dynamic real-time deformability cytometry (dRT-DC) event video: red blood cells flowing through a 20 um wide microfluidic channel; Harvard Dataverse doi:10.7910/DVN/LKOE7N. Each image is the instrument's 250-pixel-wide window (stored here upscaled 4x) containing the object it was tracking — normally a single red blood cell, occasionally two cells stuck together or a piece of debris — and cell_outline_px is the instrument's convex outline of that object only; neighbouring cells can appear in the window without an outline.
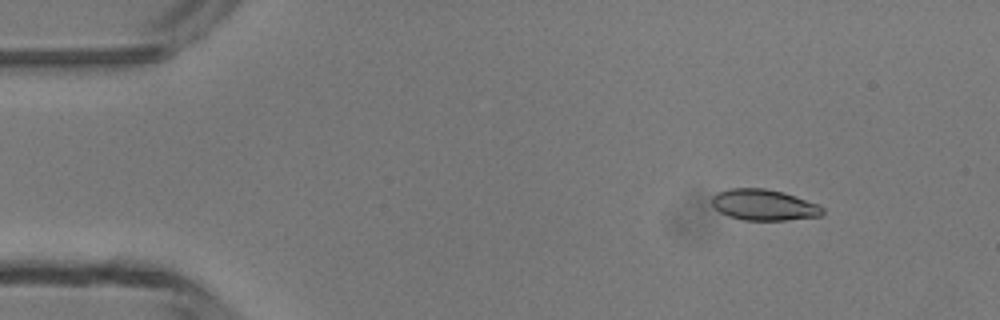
{"species": "common noctule bat (a hibernating species)", "species_latin": "Nyctalus noctula", "temperature_condition": "room temperature", "stored_images_in_passage": 3, "camera_frame_rate_fps": 3000, "um_per_image_px": 0.085, "animal": {"sex": "male", "body_mass_g": 13.3}, "frame": {"image": 1, "passage_image": 1, "time_ms": 0.0, "image_size_px": [1000, 320], "cell_outline_px": [[824, 212], [820, 216], [784, 220], [744, 220], [728, 216], [720, 212], [712, 204], [712, 196], [716, 192], [728, 188], [764, 188], [784, 192], [820, 204], [824, 208]], "centroid_in_image_um": [64.94, 17.4], "position_along_channel_um": 20.1, "area_um2": 20.17}}